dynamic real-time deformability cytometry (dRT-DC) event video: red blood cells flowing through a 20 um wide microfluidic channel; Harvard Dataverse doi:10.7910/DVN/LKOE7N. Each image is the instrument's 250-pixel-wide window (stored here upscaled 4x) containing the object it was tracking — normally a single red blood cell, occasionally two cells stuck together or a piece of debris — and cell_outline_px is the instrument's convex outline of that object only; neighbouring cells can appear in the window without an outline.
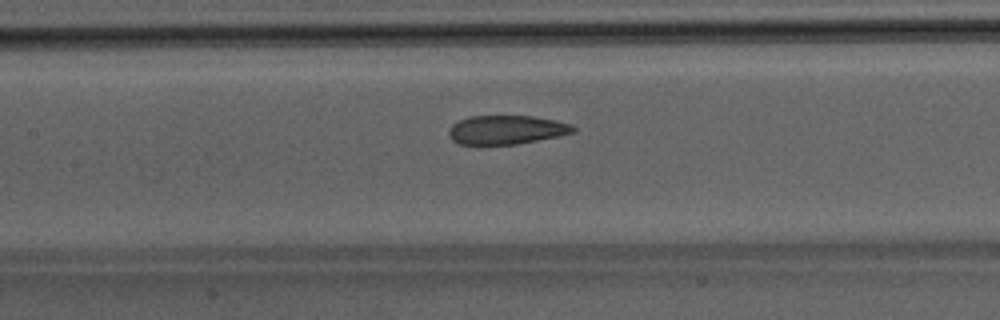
{"species": "Egyptian fruit bat (a non-hibernating species)", "species_latin": "Rousettus aegyptiacus", "temperature_condition": "room temperature", "stored_images_in_passage": 46, "camera_frame_rate_fps": 3000, "um_per_image_px": 0.085, "animal": {"sex": "male"}, "frame": {"image": 1, "passage_image": 19, "time_ms": 6.0, "image_size_px": [1000, 320], "cell_outline_px": [[576, 132], [560, 136], [516, 144], [460, 144], [452, 140], [448, 132], [452, 124], [468, 116], [532, 116], [556, 120], [572, 124], [576, 128]], "centroid_in_image_um": [43.09, 11.03], "position_along_channel_um": 164.3, "area_um2": 20.98}}
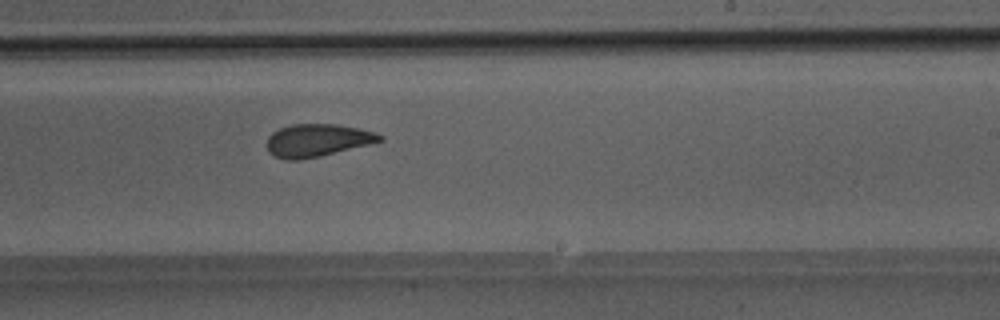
{"frame": {"image": 2, "passage_image": 26, "time_ms": 8.333, "image_size_px": [1000, 320], "cell_outline_px": [[384, 140], [320, 156], [300, 160], [284, 160], [272, 156], [268, 152], [268, 136], [272, 132], [280, 128], [292, 124], [336, 124], [376, 132], [384, 136]], "centroid_in_image_um": [26.94, 11.93], "position_along_channel_um": 262.1, "area_um2": 21.44}}
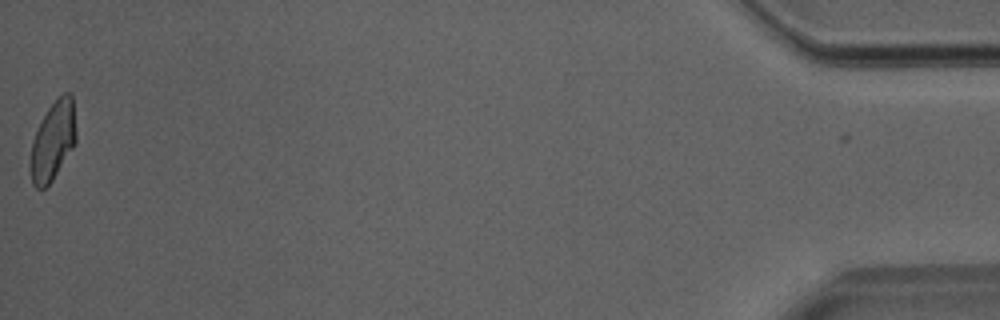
{"frame": {"image": 3, "passage_image": 45, "time_ms": 14.667, "image_size_px": [1000, 320], "cell_outline_px": [[76, 140], [72, 148], [52, 180], [44, 188], [36, 188], [32, 184], [32, 140], [48, 108], [64, 92], [68, 92], [72, 96], [76, 132]], "centroid_in_image_um": [4.53, 11.95], "position_along_channel_um": 430.7, "area_um2": 20.17}}